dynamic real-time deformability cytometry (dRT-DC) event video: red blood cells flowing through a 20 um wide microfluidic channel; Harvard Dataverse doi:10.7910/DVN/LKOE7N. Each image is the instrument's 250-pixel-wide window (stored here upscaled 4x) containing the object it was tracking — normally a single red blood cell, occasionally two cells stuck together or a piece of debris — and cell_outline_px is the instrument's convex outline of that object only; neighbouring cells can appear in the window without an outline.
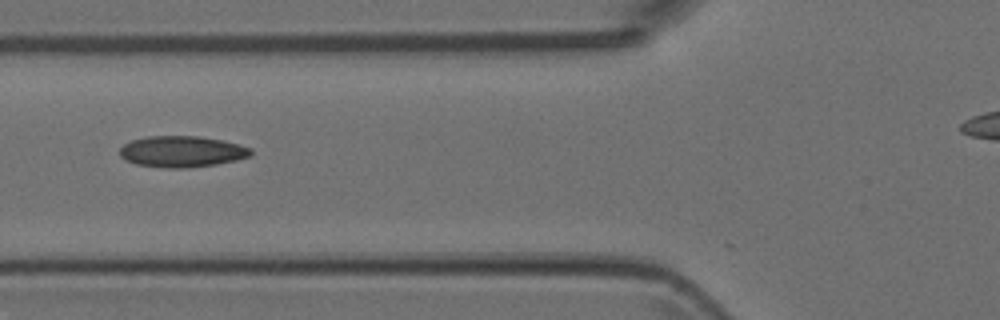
{"species": "Egyptian fruit bat (a non-hibernating species)", "species_latin": "Rousettus aegyptiacus", "temperature_condition": "room temperature", "stored_images_in_passage": 7, "camera_frame_rate_fps": 3000, "um_per_image_px": 0.085, "animal": {"sex": "female"}, "frame": {"image": 1, "passage_image": 6, "time_ms": 1.667, "image_size_px": [1000, 320], "cell_outline_px": [[252, 156], [236, 160], [216, 164], [188, 168], [168, 168], [136, 164], [120, 156], [120, 148], [124, 144], [132, 140], [148, 136], [200, 136], [224, 140], [240, 144], [252, 148]], "centroid_in_image_um": [15.51, 12.87], "position_along_channel_um": 110.3, "area_um2": 23.93}}
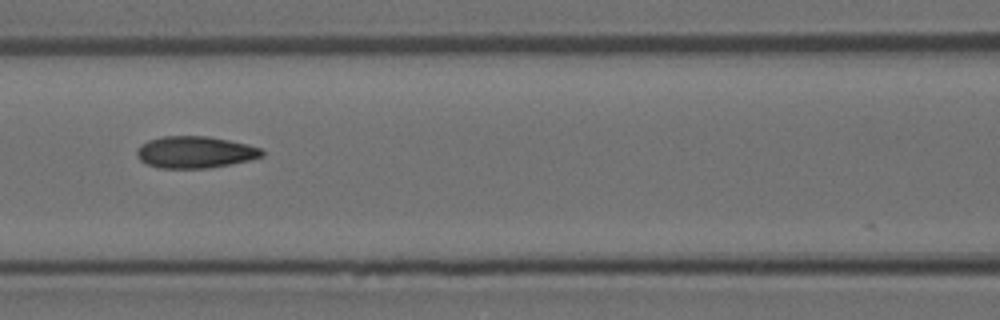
{"frame": {"image": 2, "passage_image": 7, "time_ms": 2.0, "image_size_px": [1000, 320], "cell_outline_px": [[264, 156], [248, 160], [208, 168], [160, 168], [148, 164], [140, 160], [136, 156], [136, 148], [140, 144], [148, 140], [160, 136], [208, 136], [248, 144], [260, 148], [264, 152]], "centroid_in_image_um": [16.54, 12.92], "position_along_channel_um": 150.1, "area_um2": 23.24}}